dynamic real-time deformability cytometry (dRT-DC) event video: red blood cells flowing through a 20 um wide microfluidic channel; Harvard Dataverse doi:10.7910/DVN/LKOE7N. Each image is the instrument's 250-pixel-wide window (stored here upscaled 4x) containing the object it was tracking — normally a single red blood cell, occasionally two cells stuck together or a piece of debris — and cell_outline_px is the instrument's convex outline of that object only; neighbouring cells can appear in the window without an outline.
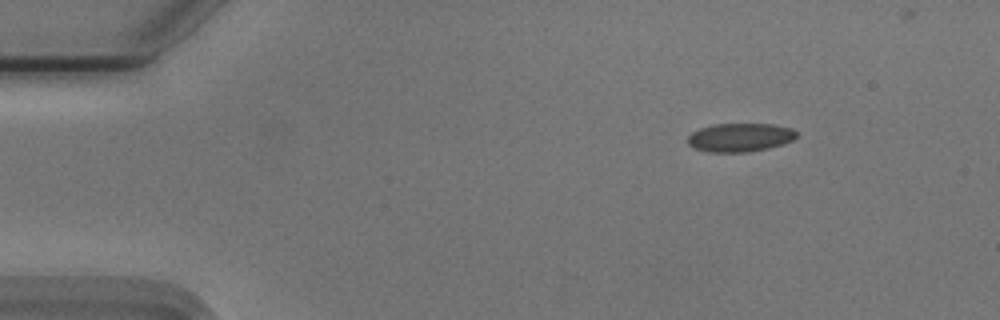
{"species": "Egyptian fruit bat (a non-hibernating species)", "species_latin": "Rousettus aegyptiacus", "temperature_condition": "cold", "stored_images_in_passage": 46, "camera_frame_rate_fps": 3000, "um_per_image_px": 0.085, "animal": {"sex": "male"}, "frame": {"image": 1, "passage_image": 1, "time_ms": 0.0, "image_size_px": [1000, 320], "cell_outline_px": [[796, 136], [792, 140], [784, 144], [768, 148], [748, 152], [708, 152], [696, 148], [688, 144], [688, 136], [692, 132], [700, 128], [716, 124], [772, 124], [792, 128], [796, 132]], "centroid_in_image_um": [62.91, 11.68], "position_along_channel_um": 22.1, "area_um2": 18.03}}
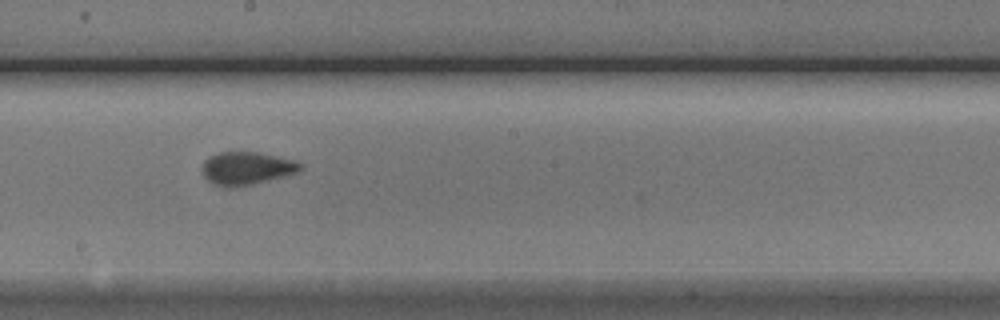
{"frame": {"image": 2, "passage_image": 24, "time_ms": 7.667, "image_size_px": [1000, 320], "cell_outline_px": [[304, 168], [296, 172], [284, 176], [252, 184], [228, 188], [216, 184], [208, 180], [204, 176], [204, 160], [208, 156], [220, 152], [260, 152], [292, 160], [304, 164]], "centroid_in_image_um": [20.98, 14.29], "position_along_channel_um": 227.2, "area_um2": 18.61}}
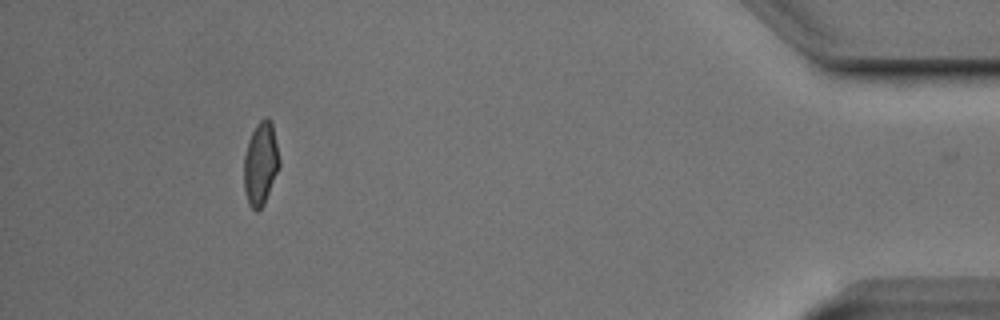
{"frame": {"image": 3, "passage_image": 44, "time_ms": 14.333, "image_size_px": [1000, 320], "cell_outline_px": [[280, 164], [264, 204], [256, 212], [248, 204], [244, 188], [244, 156], [248, 140], [256, 124], [264, 116], [268, 116], [272, 124], [280, 160]], "centroid_in_image_um": [22.14, 13.89], "position_along_channel_um": 413.1, "area_um2": 17.11}, "authors_computed_cell_mechanics": {"area_um2": 18.0336, "velocity_mm_per_s": 3.7448, "shape_relaxation_time_tau1_ms": 3.4973, "shape_relaxation_time_tau2_ms": 1.1117, "deformation_change_tau1": 0.1168, "deformation_change_tau2": 0.0541}}